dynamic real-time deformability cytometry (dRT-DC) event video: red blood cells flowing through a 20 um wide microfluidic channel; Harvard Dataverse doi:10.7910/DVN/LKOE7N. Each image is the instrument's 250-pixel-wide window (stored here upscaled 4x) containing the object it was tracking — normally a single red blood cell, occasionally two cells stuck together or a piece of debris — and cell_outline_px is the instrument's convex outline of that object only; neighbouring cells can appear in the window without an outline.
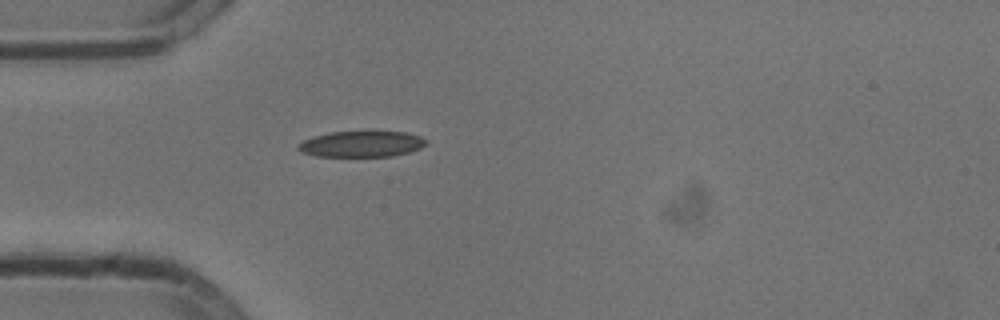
{"species": "common noctule bat (a hibernating species)", "species_latin": "Nyctalus noctula", "temperature_condition": "cold", "stored_images_in_passage": 5, "camera_frame_rate_fps": 3000, "um_per_image_px": 0.085, "animal": {"sex": "male", "body_mass_g": 13.3}, "frame": {"image": 1, "passage_image": 1, "time_ms": 0.0, "image_size_px": [1000, 320], "cell_outline_px": [[428, 144], [420, 148], [408, 152], [392, 156], [316, 156], [304, 152], [296, 148], [296, 144], [312, 136], [328, 132], [404, 132], [420, 136], [428, 140]], "centroid_in_image_um": [30.72, 12.24], "position_along_channel_um": 54.3, "area_um2": 19.31}}